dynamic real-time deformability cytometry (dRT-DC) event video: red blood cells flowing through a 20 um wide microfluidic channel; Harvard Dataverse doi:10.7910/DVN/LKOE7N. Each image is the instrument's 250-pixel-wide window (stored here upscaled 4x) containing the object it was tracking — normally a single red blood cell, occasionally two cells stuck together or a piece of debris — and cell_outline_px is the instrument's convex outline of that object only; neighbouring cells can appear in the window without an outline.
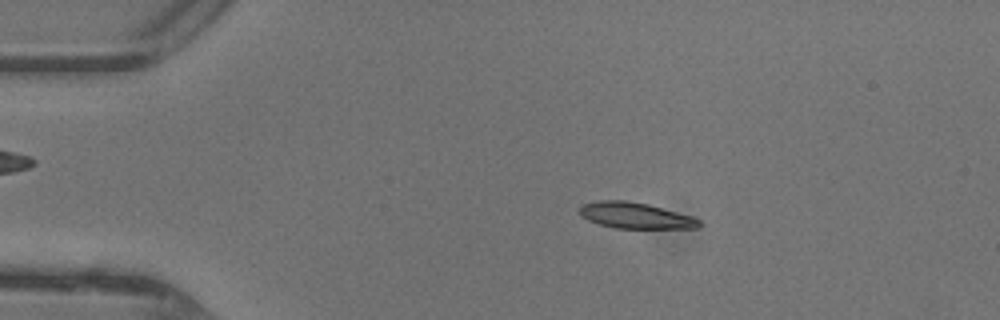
{"species": "common noctule bat (a hibernating species)", "species_latin": "Nyctalus noctula", "temperature_condition": "warm", "stored_images_in_passage": 47, "camera_frame_rate_fps": 3000, "um_per_image_px": 0.085, "animal": {"sex": "female"}, "frame": {"image": 1, "passage_image": 9, "time_ms": 2.667, "image_size_px": [1000, 320], "cell_outline_px": [[700, 228], [616, 228], [600, 224], [588, 220], [580, 216], [580, 204], [600, 200], [624, 200], [648, 204], [692, 216], [700, 220]], "centroid_in_image_um": [53.99, 18.31], "position_along_channel_um": 31.0, "area_um2": 18.09}}
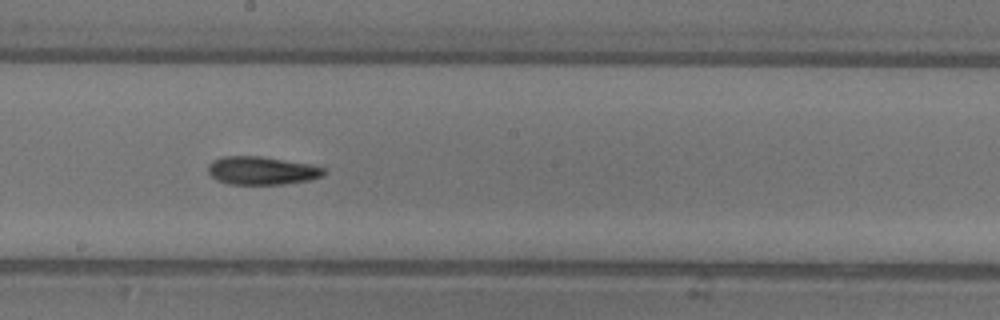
{"frame": {"image": 2, "passage_image": 26, "time_ms": 8.333, "image_size_px": [1000, 320], "cell_outline_px": [[328, 172], [324, 176], [308, 180], [284, 184], [228, 184], [216, 180], [208, 172], [208, 164], [212, 160], [224, 156], [260, 156], [308, 164], [324, 168]], "centroid_in_image_um": [22.24, 14.5], "position_along_channel_um": 226.0, "area_um2": 19.02}}
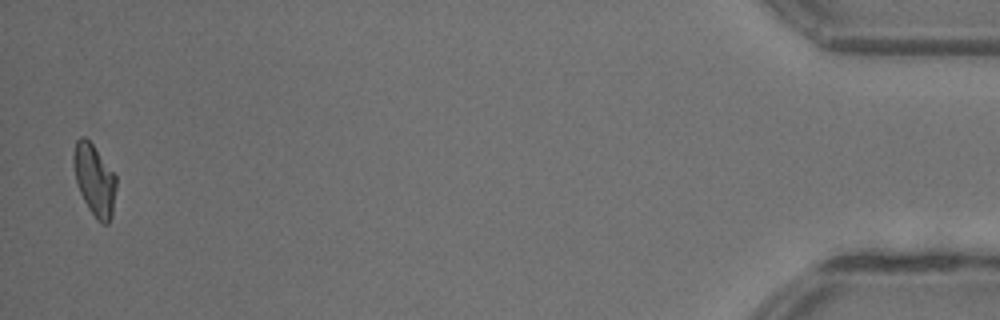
{"frame": {"image": 3, "passage_image": 46, "time_ms": 15.0, "image_size_px": [1000, 320], "cell_outline_px": [[116, 188], [112, 216], [108, 224], [104, 224], [96, 220], [88, 208], [80, 192], [76, 180], [72, 164], [72, 156], [76, 140], [80, 136], [84, 136], [92, 144], [116, 176]], "centroid_in_image_um": [8.01, 15.3], "position_along_channel_um": 427.2, "area_um2": 17.74}, "authors_computed_cell_mechanics": {"area_um2": 18.2648, "velocity_mm_per_s": 4.432, "shape_relaxation_time_tau1_ms": 8.1521, "shape_relaxation_time_tau2_ms": null, "deformation_change_tau1": 0.2442, "deformation_change_tau2": null}}